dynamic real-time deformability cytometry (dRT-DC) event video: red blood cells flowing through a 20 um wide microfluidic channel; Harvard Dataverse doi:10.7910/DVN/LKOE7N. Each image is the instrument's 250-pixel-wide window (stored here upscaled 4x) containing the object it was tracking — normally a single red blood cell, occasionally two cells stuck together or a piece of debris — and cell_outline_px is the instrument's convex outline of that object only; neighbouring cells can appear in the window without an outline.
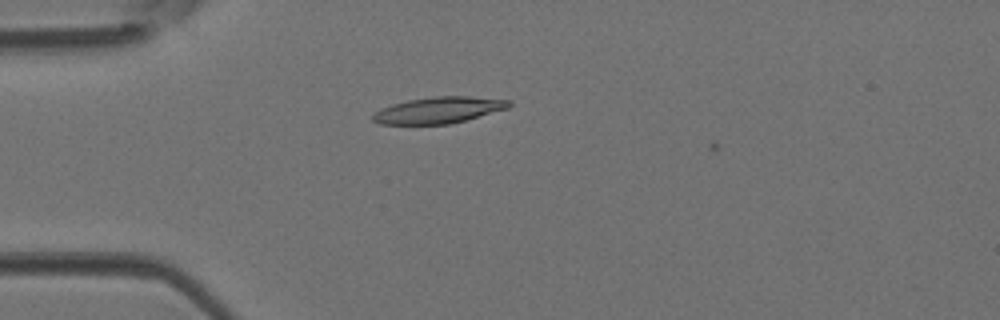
{"species": "Egyptian fruit bat (a non-hibernating species)", "species_latin": "Rousettus aegyptiacus", "temperature_condition": "room temperature", "stored_images_in_passage": 6, "camera_frame_rate_fps": 3000, "um_per_image_px": 0.085, "animal": {"sex": "female"}, "frame": {"image": 1, "passage_image": 4, "time_ms": 1.0, "image_size_px": [1000, 320], "cell_outline_px": [[512, 104], [508, 108], [464, 120], [448, 124], [380, 124], [372, 120], [372, 112], [392, 104], [408, 100], [436, 96], [468, 96], [512, 100]], "centroid_in_image_um": [37.26, 9.35], "position_along_channel_um": 47.7, "area_um2": 20.81}}